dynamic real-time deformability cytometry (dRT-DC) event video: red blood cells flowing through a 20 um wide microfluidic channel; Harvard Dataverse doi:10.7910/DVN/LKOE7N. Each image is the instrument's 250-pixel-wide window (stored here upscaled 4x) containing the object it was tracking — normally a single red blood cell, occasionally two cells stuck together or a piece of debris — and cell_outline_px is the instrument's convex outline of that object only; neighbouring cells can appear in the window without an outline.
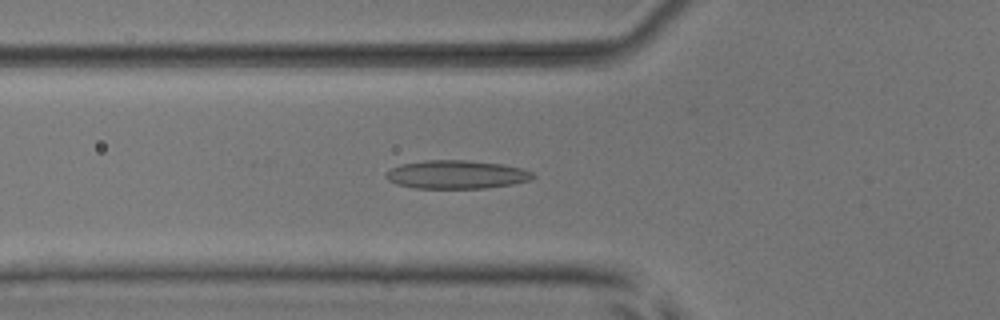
{"species": "common noctule bat (a hibernating species)", "species_latin": "Nyctalus noctula", "temperature_condition": "room temperature", "stored_images_in_passage": 35, "camera_frame_rate_fps": 3000, "um_per_image_px": 0.085, "animal": {"sex": "male", "body_mass_g": 17.9, "forearm_length_mm": 54.2}, "frame": {"image": 1, "passage_image": 7, "time_ms": 2.0, "image_size_px": [1000, 320], "cell_outline_px": [[536, 176], [528, 180], [512, 184], [484, 188], [416, 188], [396, 184], [388, 180], [384, 176], [392, 168], [400, 164], [424, 160], [468, 160], [500, 164], [520, 168], [532, 172]], "centroid_in_image_um": [38.77, 14.83], "position_along_channel_um": 87.0, "area_um2": 24.16}}
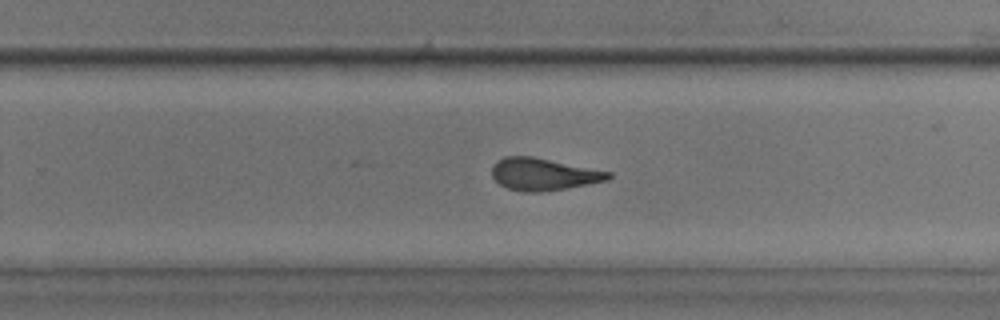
{"frame": {"image": 2, "passage_image": 22, "time_ms": 7.0, "image_size_px": [1000, 320], "cell_outline_px": [[612, 176], [608, 180], [568, 188], [540, 192], [524, 192], [508, 188], [500, 184], [492, 176], [492, 164], [496, 160], [504, 156], [532, 156], [612, 172]], "centroid_in_image_um": [46.18, 14.8], "position_along_channel_um": 283.6, "area_um2": 21.91}}
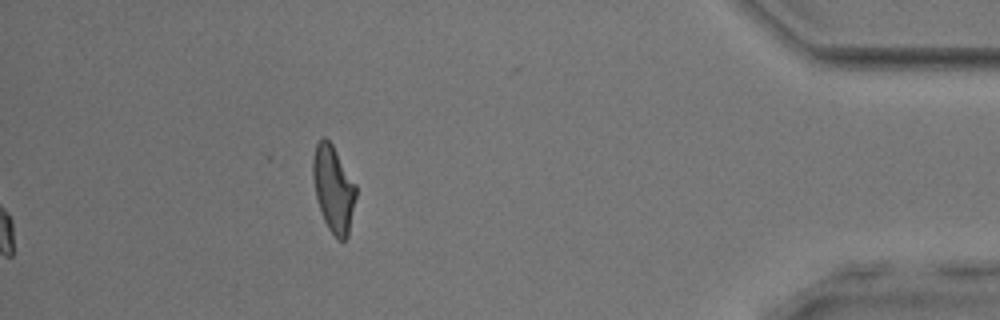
{"frame": {"image": 3, "passage_image": 35, "time_ms": 11.333, "image_size_px": [1000, 320], "cell_outline_px": [[356, 196], [348, 236], [344, 240], [340, 240], [328, 228], [324, 220], [316, 200], [312, 176], [312, 160], [316, 144], [324, 136], [332, 144], [356, 184]], "centroid_in_image_um": [28.33, 16.04], "position_along_channel_um": 406.9, "area_um2": 21.62}, "authors_computed_cell_mechanics": {"area_um2": 21.964, "velocity_mm_per_s": 3.9319, "shape_relaxation_time_tau1_ms": 9.2765, "shape_relaxation_time_tau2_ms": 2.1204, "deformation_change_tau1": 0.2342, "deformation_change_tau2": 0.1032}}